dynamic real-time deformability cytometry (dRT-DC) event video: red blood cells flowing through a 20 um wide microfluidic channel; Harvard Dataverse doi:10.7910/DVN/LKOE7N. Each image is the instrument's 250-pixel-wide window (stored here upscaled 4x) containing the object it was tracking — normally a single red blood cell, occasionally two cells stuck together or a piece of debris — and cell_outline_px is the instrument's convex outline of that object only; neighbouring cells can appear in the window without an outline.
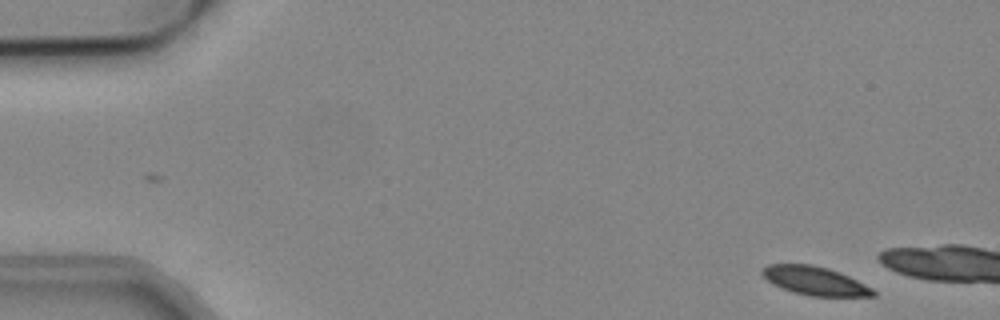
{"species": "common noctule bat (a hibernating species)", "species_latin": "Nyctalus noctula", "temperature_condition": "cold", "stored_images_in_passage": 8, "camera_frame_rate_fps": 3000, "um_per_image_px": 0.085, "animal": {"sex": "male", "body_mass_g": 19.2, "forearm_length_mm": 51.8}, "frame": {"image": 1, "passage_image": 1, "time_ms": 0.0, "image_size_px": [1000, 320], "cell_outline_px": [[876, 296], [808, 296], [792, 292], [772, 284], [760, 272], [768, 264], [812, 264], [828, 268], [848, 276], [872, 288], [876, 292]], "centroid_in_image_um": [69.25, 23.87], "position_along_channel_um": 15.7, "area_um2": 18.38}}